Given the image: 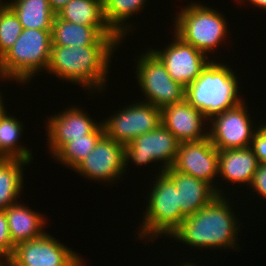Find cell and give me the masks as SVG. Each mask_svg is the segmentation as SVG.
Wrapping results in <instances>:
<instances>
[{
  "mask_svg": "<svg viewBox=\"0 0 266 266\" xmlns=\"http://www.w3.org/2000/svg\"><path fill=\"white\" fill-rule=\"evenodd\" d=\"M230 202L226 195H217L207 206L186 217L169 238L194 249L240 248L236 240L242 224Z\"/></svg>",
  "mask_w": 266,
  "mask_h": 266,
  "instance_id": "6da1fadb",
  "label": "cell"
},
{
  "mask_svg": "<svg viewBox=\"0 0 266 266\" xmlns=\"http://www.w3.org/2000/svg\"><path fill=\"white\" fill-rule=\"evenodd\" d=\"M118 45L51 46L46 72L78 84L88 92L105 90L112 54ZM92 89V90H91Z\"/></svg>",
  "mask_w": 266,
  "mask_h": 266,
  "instance_id": "7a4b0ae2",
  "label": "cell"
},
{
  "mask_svg": "<svg viewBox=\"0 0 266 266\" xmlns=\"http://www.w3.org/2000/svg\"><path fill=\"white\" fill-rule=\"evenodd\" d=\"M238 81L229 65L212 59L200 76L186 87L185 99L210 120L245 101L241 98Z\"/></svg>",
  "mask_w": 266,
  "mask_h": 266,
  "instance_id": "3957f363",
  "label": "cell"
},
{
  "mask_svg": "<svg viewBox=\"0 0 266 266\" xmlns=\"http://www.w3.org/2000/svg\"><path fill=\"white\" fill-rule=\"evenodd\" d=\"M51 46V30L23 29L0 59V80L26 85L35 75L47 70Z\"/></svg>",
  "mask_w": 266,
  "mask_h": 266,
  "instance_id": "277c9868",
  "label": "cell"
},
{
  "mask_svg": "<svg viewBox=\"0 0 266 266\" xmlns=\"http://www.w3.org/2000/svg\"><path fill=\"white\" fill-rule=\"evenodd\" d=\"M174 19V33L205 55L228 40L225 38L229 31L227 18L216 8L191 2L176 13Z\"/></svg>",
  "mask_w": 266,
  "mask_h": 266,
  "instance_id": "5b68a950",
  "label": "cell"
},
{
  "mask_svg": "<svg viewBox=\"0 0 266 266\" xmlns=\"http://www.w3.org/2000/svg\"><path fill=\"white\" fill-rule=\"evenodd\" d=\"M153 182L146 201V211L142 216L143 222L137 234L139 240L142 238L153 241L155 237L163 235L168 238L186 218L181 213L174 182L164 172L156 175Z\"/></svg>",
  "mask_w": 266,
  "mask_h": 266,
  "instance_id": "8992f818",
  "label": "cell"
},
{
  "mask_svg": "<svg viewBox=\"0 0 266 266\" xmlns=\"http://www.w3.org/2000/svg\"><path fill=\"white\" fill-rule=\"evenodd\" d=\"M141 53L136 60L137 82L143 95V101L163 109L185 99L186 88L177 83L168 74L161 60L150 50Z\"/></svg>",
  "mask_w": 266,
  "mask_h": 266,
  "instance_id": "52a82bcc",
  "label": "cell"
},
{
  "mask_svg": "<svg viewBox=\"0 0 266 266\" xmlns=\"http://www.w3.org/2000/svg\"><path fill=\"white\" fill-rule=\"evenodd\" d=\"M83 257L51 234L23 241L14 247L9 266H85Z\"/></svg>",
  "mask_w": 266,
  "mask_h": 266,
  "instance_id": "ba28073f",
  "label": "cell"
},
{
  "mask_svg": "<svg viewBox=\"0 0 266 266\" xmlns=\"http://www.w3.org/2000/svg\"><path fill=\"white\" fill-rule=\"evenodd\" d=\"M102 121L105 134L126 146L134 138L155 130L161 124V109L148 102H134Z\"/></svg>",
  "mask_w": 266,
  "mask_h": 266,
  "instance_id": "9c48e42d",
  "label": "cell"
},
{
  "mask_svg": "<svg viewBox=\"0 0 266 266\" xmlns=\"http://www.w3.org/2000/svg\"><path fill=\"white\" fill-rule=\"evenodd\" d=\"M180 141L161 123L155 130L134 138L125 146L126 168L129 162L134 165H147L162 161L160 173L175 163ZM156 161V162H155Z\"/></svg>",
  "mask_w": 266,
  "mask_h": 266,
  "instance_id": "30bf717a",
  "label": "cell"
},
{
  "mask_svg": "<svg viewBox=\"0 0 266 266\" xmlns=\"http://www.w3.org/2000/svg\"><path fill=\"white\" fill-rule=\"evenodd\" d=\"M246 102L217 114L209 120L208 137L218 150L246 148L251 146L253 127ZM249 112V113H248ZM256 128V129H255Z\"/></svg>",
  "mask_w": 266,
  "mask_h": 266,
  "instance_id": "8fae6325",
  "label": "cell"
},
{
  "mask_svg": "<svg viewBox=\"0 0 266 266\" xmlns=\"http://www.w3.org/2000/svg\"><path fill=\"white\" fill-rule=\"evenodd\" d=\"M73 170L92 181H117L127 170L125 146L104 134L90 154Z\"/></svg>",
  "mask_w": 266,
  "mask_h": 266,
  "instance_id": "7c38bea8",
  "label": "cell"
},
{
  "mask_svg": "<svg viewBox=\"0 0 266 266\" xmlns=\"http://www.w3.org/2000/svg\"><path fill=\"white\" fill-rule=\"evenodd\" d=\"M173 34L172 43L164 50L149 49L161 60L172 79L186 88L200 76L211 59Z\"/></svg>",
  "mask_w": 266,
  "mask_h": 266,
  "instance_id": "4fadbf2b",
  "label": "cell"
},
{
  "mask_svg": "<svg viewBox=\"0 0 266 266\" xmlns=\"http://www.w3.org/2000/svg\"><path fill=\"white\" fill-rule=\"evenodd\" d=\"M172 168L205 181L218 195H223V190L214 184V179L217 180L218 176V149L209 137L199 141L181 142Z\"/></svg>",
  "mask_w": 266,
  "mask_h": 266,
  "instance_id": "5bb4252c",
  "label": "cell"
},
{
  "mask_svg": "<svg viewBox=\"0 0 266 266\" xmlns=\"http://www.w3.org/2000/svg\"><path fill=\"white\" fill-rule=\"evenodd\" d=\"M47 120V143L51 156L65 143L73 139L84 138L101 124V122H95L82 108L76 106H71L61 113L52 115Z\"/></svg>",
  "mask_w": 266,
  "mask_h": 266,
  "instance_id": "9a60e30c",
  "label": "cell"
},
{
  "mask_svg": "<svg viewBox=\"0 0 266 266\" xmlns=\"http://www.w3.org/2000/svg\"><path fill=\"white\" fill-rule=\"evenodd\" d=\"M208 122L205 115L186 99L161 109V123L180 142L199 141L207 138Z\"/></svg>",
  "mask_w": 266,
  "mask_h": 266,
  "instance_id": "2e32d148",
  "label": "cell"
},
{
  "mask_svg": "<svg viewBox=\"0 0 266 266\" xmlns=\"http://www.w3.org/2000/svg\"><path fill=\"white\" fill-rule=\"evenodd\" d=\"M52 45L87 46L118 45L121 40L109 27L79 25L61 19L57 14L51 30Z\"/></svg>",
  "mask_w": 266,
  "mask_h": 266,
  "instance_id": "e0dca14e",
  "label": "cell"
},
{
  "mask_svg": "<svg viewBox=\"0 0 266 266\" xmlns=\"http://www.w3.org/2000/svg\"><path fill=\"white\" fill-rule=\"evenodd\" d=\"M164 173L176 185L181 213L185 217L195 214L218 195L210 184L172 167L164 170Z\"/></svg>",
  "mask_w": 266,
  "mask_h": 266,
  "instance_id": "ac0fdd59",
  "label": "cell"
},
{
  "mask_svg": "<svg viewBox=\"0 0 266 266\" xmlns=\"http://www.w3.org/2000/svg\"><path fill=\"white\" fill-rule=\"evenodd\" d=\"M259 162L250 147L218 150V178L248 187ZM222 177V179H221Z\"/></svg>",
  "mask_w": 266,
  "mask_h": 266,
  "instance_id": "d6986e66",
  "label": "cell"
},
{
  "mask_svg": "<svg viewBox=\"0 0 266 266\" xmlns=\"http://www.w3.org/2000/svg\"><path fill=\"white\" fill-rule=\"evenodd\" d=\"M5 211L10 237L14 245L23 241L38 239L46 233L43 229L47 222L45 216L25 204L17 202Z\"/></svg>",
  "mask_w": 266,
  "mask_h": 266,
  "instance_id": "ffe728a7",
  "label": "cell"
},
{
  "mask_svg": "<svg viewBox=\"0 0 266 266\" xmlns=\"http://www.w3.org/2000/svg\"><path fill=\"white\" fill-rule=\"evenodd\" d=\"M30 164L15 158H0V210L19 202L24 188L23 168Z\"/></svg>",
  "mask_w": 266,
  "mask_h": 266,
  "instance_id": "44dd1931",
  "label": "cell"
},
{
  "mask_svg": "<svg viewBox=\"0 0 266 266\" xmlns=\"http://www.w3.org/2000/svg\"><path fill=\"white\" fill-rule=\"evenodd\" d=\"M147 0H103L104 17L110 30L122 41L131 31L130 17L144 8ZM126 22V23H125ZM129 25V26H128Z\"/></svg>",
  "mask_w": 266,
  "mask_h": 266,
  "instance_id": "7402d4cb",
  "label": "cell"
},
{
  "mask_svg": "<svg viewBox=\"0 0 266 266\" xmlns=\"http://www.w3.org/2000/svg\"><path fill=\"white\" fill-rule=\"evenodd\" d=\"M23 29L52 30L55 13L48 0H17L10 4Z\"/></svg>",
  "mask_w": 266,
  "mask_h": 266,
  "instance_id": "603a6c76",
  "label": "cell"
},
{
  "mask_svg": "<svg viewBox=\"0 0 266 266\" xmlns=\"http://www.w3.org/2000/svg\"><path fill=\"white\" fill-rule=\"evenodd\" d=\"M57 15L65 21L79 25L108 27L103 0H70Z\"/></svg>",
  "mask_w": 266,
  "mask_h": 266,
  "instance_id": "cb8c5ba5",
  "label": "cell"
},
{
  "mask_svg": "<svg viewBox=\"0 0 266 266\" xmlns=\"http://www.w3.org/2000/svg\"><path fill=\"white\" fill-rule=\"evenodd\" d=\"M5 114L0 118V158H15L24 161L33 160L32 152L26 146L19 145V137L23 130V122Z\"/></svg>",
  "mask_w": 266,
  "mask_h": 266,
  "instance_id": "d4e9b609",
  "label": "cell"
},
{
  "mask_svg": "<svg viewBox=\"0 0 266 266\" xmlns=\"http://www.w3.org/2000/svg\"><path fill=\"white\" fill-rule=\"evenodd\" d=\"M105 134L104 125L101 124L91 133L85 135L84 138L73 139L65 143L52 157L58 163L66 165L73 169L85 159L95 148L99 139Z\"/></svg>",
  "mask_w": 266,
  "mask_h": 266,
  "instance_id": "484cf974",
  "label": "cell"
},
{
  "mask_svg": "<svg viewBox=\"0 0 266 266\" xmlns=\"http://www.w3.org/2000/svg\"><path fill=\"white\" fill-rule=\"evenodd\" d=\"M23 28L9 6L0 10V59L14 45Z\"/></svg>",
  "mask_w": 266,
  "mask_h": 266,
  "instance_id": "4316f807",
  "label": "cell"
},
{
  "mask_svg": "<svg viewBox=\"0 0 266 266\" xmlns=\"http://www.w3.org/2000/svg\"><path fill=\"white\" fill-rule=\"evenodd\" d=\"M250 148L257 157L259 163H266V125L262 123L253 134Z\"/></svg>",
  "mask_w": 266,
  "mask_h": 266,
  "instance_id": "83f0119b",
  "label": "cell"
},
{
  "mask_svg": "<svg viewBox=\"0 0 266 266\" xmlns=\"http://www.w3.org/2000/svg\"><path fill=\"white\" fill-rule=\"evenodd\" d=\"M14 247L9 233L6 211L0 210V253L10 258L14 252Z\"/></svg>",
  "mask_w": 266,
  "mask_h": 266,
  "instance_id": "f1b7e54d",
  "label": "cell"
},
{
  "mask_svg": "<svg viewBox=\"0 0 266 266\" xmlns=\"http://www.w3.org/2000/svg\"><path fill=\"white\" fill-rule=\"evenodd\" d=\"M249 189L258 193L263 199H266V163H259L255 171Z\"/></svg>",
  "mask_w": 266,
  "mask_h": 266,
  "instance_id": "f546056e",
  "label": "cell"
},
{
  "mask_svg": "<svg viewBox=\"0 0 266 266\" xmlns=\"http://www.w3.org/2000/svg\"><path fill=\"white\" fill-rule=\"evenodd\" d=\"M70 0H48L51 10L57 14Z\"/></svg>",
  "mask_w": 266,
  "mask_h": 266,
  "instance_id": "4dcf8cb0",
  "label": "cell"
},
{
  "mask_svg": "<svg viewBox=\"0 0 266 266\" xmlns=\"http://www.w3.org/2000/svg\"><path fill=\"white\" fill-rule=\"evenodd\" d=\"M248 2H250L251 4H253V6H257L261 9H266V0H246Z\"/></svg>",
  "mask_w": 266,
  "mask_h": 266,
  "instance_id": "1f68e13d",
  "label": "cell"
},
{
  "mask_svg": "<svg viewBox=\"0 0 266 266\" xmlns=\"http://www.w3.org/2000/svg\"><path fill=\"white\" fill-rule=\"evenodd\" d=\"M0 266H9V257L0 253Z\"/></svg>",
  "mask_w": 266,
  "mask_h": 266,
  "instance_id": "d6a6232c",
  "label": "cell"
},
{
  "mask_svg": "<svg viewBox=\"0 0 266 266\" xmlns=\"http://www.w3.org/2000/svg\"><path fill=\"white\" fill-rule=\"evenodd\" d=\"M1 92H0V118L5 114V112L7 111L5 109V104H4V101H3V96H1Z\"/></svg>",
  "mask_w": 266,
  "mask_h": 266,
  "instance_id": "836d02e7",
  "label": "cell"
},
{
  "mask_svg": "<svg viewBox=\"0 0 266 266\" xmlns=\"http://www.w3.org/2000/svg\"><path fill=\"white\" fill-rule=\"evenodd\" d=\"M179 266V265H178ZM181 266H198V264L196 265V264H194V263H190V261L189 262H185V263H183V265H181Z\"/></svg>",
  "mask_w": 266,
  "mask_h": 266,
  "instance_id": "e575fe53",
  "label": "cell"
},
{
  "mask_svg": "<svg viewBox=\"0 0 266 266\" xmlns=\"http://www.w3.org/2000/svg\"><path fill=\"white\" fill-rule=\"evenodd\" d=\"M17 0H11V1H7L5 3H3V6H9L10 4L14 3Z\"/></svg>",
  "mask_w": 266,
  "mask_h": 266,
  "instance_id": "d590c367",
  "label": "cell"
},
{
  "mask_svg": "<svg viewBox=\"0 0 266 266\" xmlns=\"http://www.w3.org/2000/svg\"><path fill=\"white\" fill-rule=\"evenodd\" d=\"M3 3H4V2L0 0V10L4 7V6H3Z\"/></svg>",
  "mask_w": 266,
  "mask_h": 266,
  "instance_id": "8d00e7d4",
  "label": "cell"
}]
</instances>
